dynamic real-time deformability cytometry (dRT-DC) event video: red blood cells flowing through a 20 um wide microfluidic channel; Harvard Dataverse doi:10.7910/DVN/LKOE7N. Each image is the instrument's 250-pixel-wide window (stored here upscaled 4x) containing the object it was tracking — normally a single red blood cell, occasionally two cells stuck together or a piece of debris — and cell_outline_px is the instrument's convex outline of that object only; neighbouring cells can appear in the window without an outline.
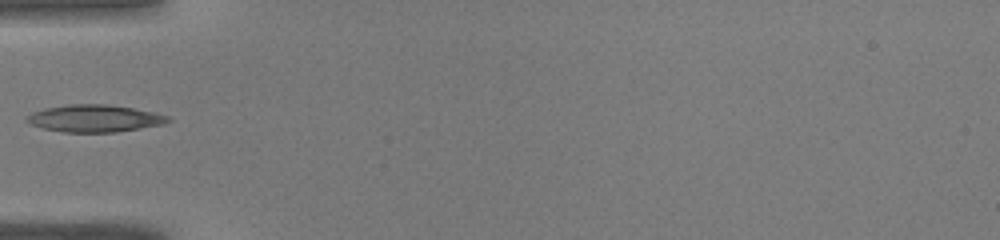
{"species": "common noctule bat (a hibernating species)", "species_latin": "Nyctalus noctula", "temperature_condition": "warm", "stored_images_in_passage": 34, "camera_frame_rate_fps": 3000, "um_per_image_px": 0.085, "animal": {"sex": "male", "body_mass_g": 19.0, "forearm_length_mm": 50.8}, "frame": {"image": 1, "passage_image": 1, "time_ms": 0.0, "image_size_px": [1000, 240], "cell_outline_px": [[172, 120], [164, 124], [116, 132], [64, 132], [44, 128], [32, 124], [24, 120], [24, 116], [32, 112], [44, 108], [68, 104], [108, 104], [132, 108], [152, 112], [168, 116]], "centroid_in_image_um": [8.0, 10.06], "position_along_channel_um": 77.0, "area_um2": 22.37}}
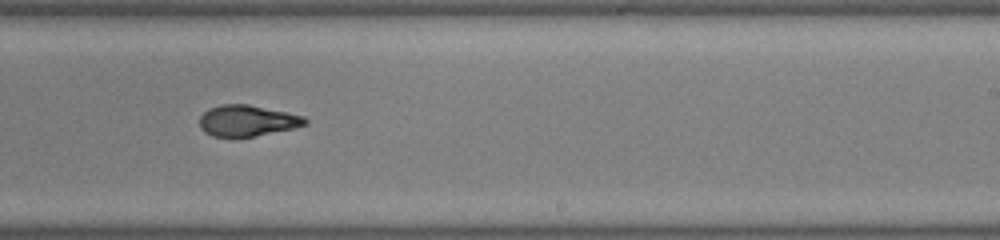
{"frame": {"image": 2, "passage_image": 15, "time_ms": 4.667, "image_size_px": [1000, 240], "cell_outline_px": [[308, 124], [292, 128], [236, 140], [232, 140], [212, 136], [204, 132], [200, 128], [200, 116], [208, 108], [220, 104], [248, 104], [304, 116], [308, 120]], "centroid_in_image_um": [20.95, 10.29], "position_along_channel_um": 268.0, "area_um2": 19.65}}
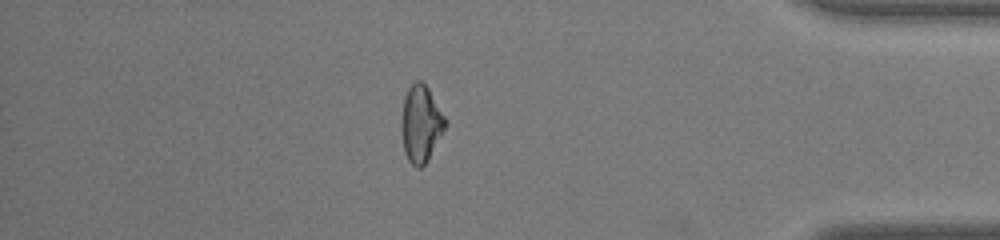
{"frame": {"image": 3, "passage_image": 27, "time_ms": 8.667, "image_size_px": [1000, 240], "cell_outline_px": [[448, 124], [428, 160], [420, 168], [416, 168], [408, 160], [404, 152], [404, 96], [408, 88], [416, 80], [420, 80], [428, 88], [448, 120]], "centroid_in_image_um": [35.85, 10.52], "position_along_channel_um": 399.4, "area_um2": 19.13}}